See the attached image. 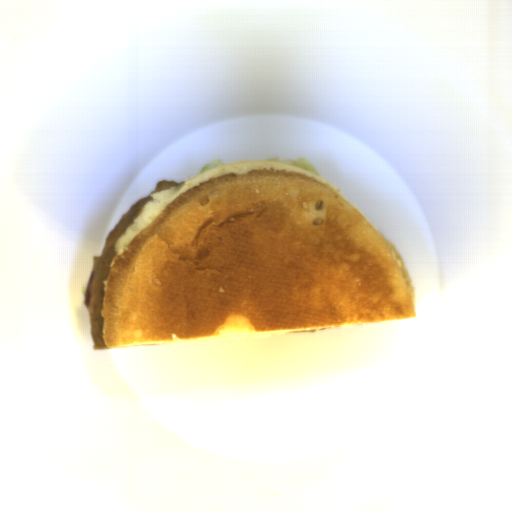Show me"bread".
Masks as SVG:
<instances>
[{
    "mask_svg": "<svg viewBox=\"0 0 512 512\" xmlns=\"http://www.w3.org/2000/svg\"><path fill=\"white\" fill-rule=\"evenodd\" d=\"M149 196L102 279L108 349L416 317L400 252L320 173L225 163Z\"/></svg>",
    "mask_w": 512,
    "mask_h": 512,
    "instance_id": "bread-1",
    "label": "bread"
}]
</instances>
